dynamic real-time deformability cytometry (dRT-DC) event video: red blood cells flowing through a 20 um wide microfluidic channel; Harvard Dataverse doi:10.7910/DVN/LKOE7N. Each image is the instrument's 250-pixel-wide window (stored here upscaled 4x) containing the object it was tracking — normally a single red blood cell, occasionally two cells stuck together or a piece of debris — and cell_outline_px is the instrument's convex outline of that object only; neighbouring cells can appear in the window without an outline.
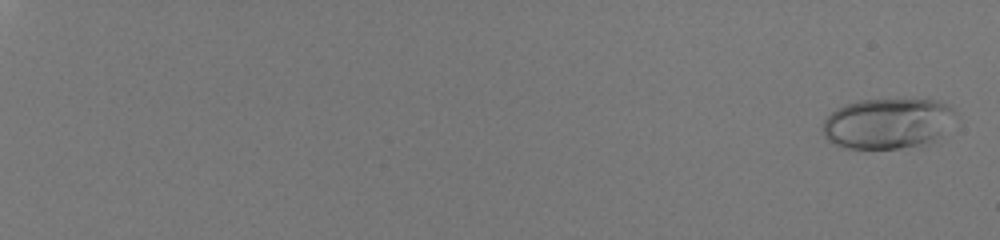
{"species": "human", "species_latin": "Homo sapiens", "temperature_condition": "room temperature", "stored_images_in_passage": 57, "camera_frame_rate_fps": 3000, "um_per_image_px": 0.085, "donor": {"sex": "male"}, "frame": {"image": 1, "passage_image": 2, "time_ms": 0.333, "image_size_px": [1000, 240], "cell_outline_px": [[952, 112], [936, 136], [924, 144], [900, 148], [844, 148], [828, 140], [824, 136], [824, 120], [836, 108], [844, 104], [860, 100], [936, 100], [952, 108]], "centroid_in_image_um": [75.29, 10.48], "position_along_channel_um": 9.7, "area_um2": 37.57}}
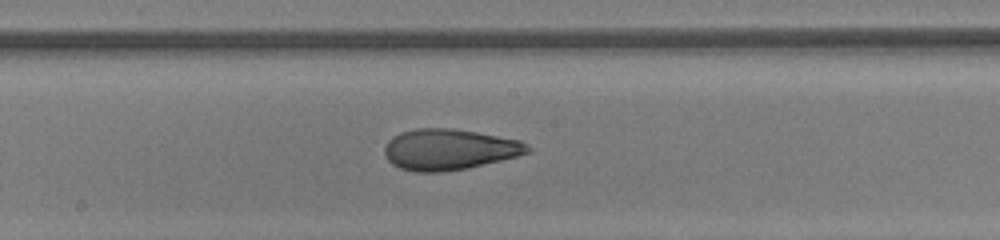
{"frame": {"image": 2, "passage_image": 37, "time_ms": 12.0, "image_size_px": [1000, 240], "cell_outline_px": [[532, 152], [468, 168], [444, 172], [416, 172], [400, 168], [392, 164], [384, 156], [384, 148], [388, 140], [392, 136], [400, 132], [416, 128], [452, 128], [476, 132], [520, 140], [528, 144], [532, 148]], "centroid_in_image_um": [38.16, 12.7], "position_along_channel_um": 210.0, "area_um2": 34.33}}
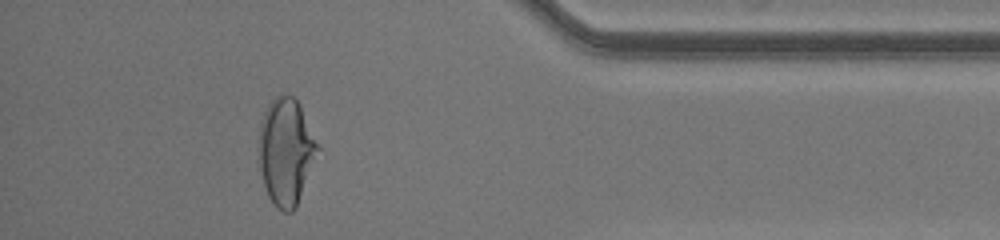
{"frame": {"image": 3, "passage_image": 53, "time_ms": 17.333, "image_size_px": [1000, 240], "cell_outline_px": [[320, 148], [296, 208], [292, 212], [284, 212], [276, 208], [268, 196], [264, 184], [260, 168], [260, 120], [268, 104], [276, 96], [292, 96], [300, 104]], "centroid_in_image_um": [24.32, 12.9], "position_along_channel_um": 410.9, "area_um2": 36.24}, "authors_computed_cell_mechanics": {"area_um2": 34.6222, "velocity_mm_per_s": 4.136, "shape_relaxation_time_tau1_ms": null, "shape_relaxation_time_tau2_ms": 1.0115, "deformation_change_tau1": null, "deformation_change_tau2": 0.0799}}